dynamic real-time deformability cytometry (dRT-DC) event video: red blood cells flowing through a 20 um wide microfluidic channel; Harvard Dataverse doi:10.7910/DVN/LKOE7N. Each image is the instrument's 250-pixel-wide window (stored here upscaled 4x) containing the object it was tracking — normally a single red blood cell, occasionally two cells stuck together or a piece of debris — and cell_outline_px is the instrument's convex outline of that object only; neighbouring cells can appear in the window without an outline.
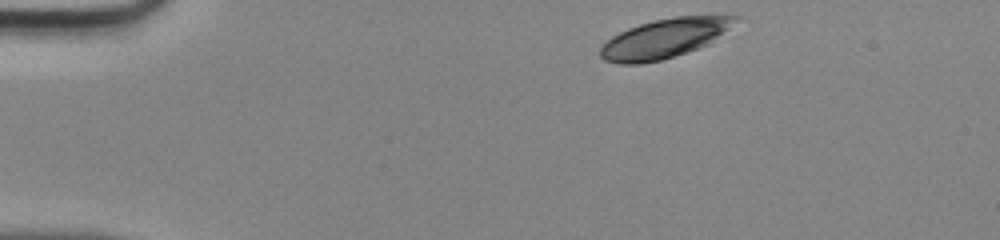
{"species": "human", "species_latin": "Homo sapiens", "temperature_condition": "room temperature", "stored_images_in_passage": 41, "camera_frame_rate_fps": 3000, "um_per_image_px": 0.085, "donor": {"sex": "male"}, "frame": {"image": 1, "passage_image": 1, "time_ms": 0.0, "image_size_px": [1000, 240], "cell_outline_px": [[740, 16], [728, 28], [708, 44], [660, 60], [640, 64], [620, 64], [604, 60], [600, 56], [600, 44], [612, 36], [628, 28], [652, 20], [676, 16], [708, 12], [716, 12]], "centroid_in_image_um": [56.5, 3.2], "position_along_channel_um": 28.5, "area_um2": 31.39}}
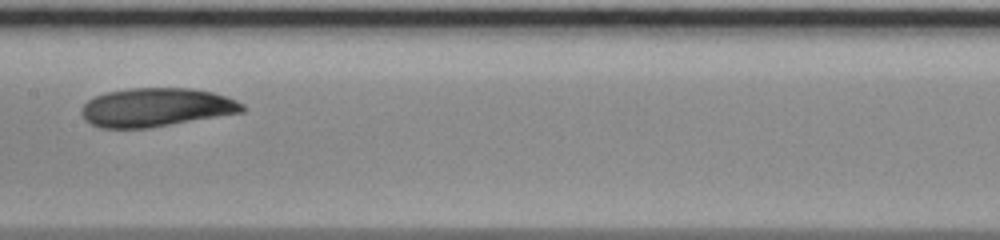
{"frame": {"image": 2, "passage_image": 18, "time_ms": 5.667, "image_size_px": [1000, 240], "cell_outline_px": [[248, 108], [244, 112], [148, 128], [100, 128], [84, 120], [80, 112], [80, 108], [88, 100], [96, 96], [108, 92], [128, 88], [192, 88], [212, 92], [236, 100], [244, 104]], "centroid_in_image_um": [13.27, 9.13], "position_along_channel_um": 194.1, "area_um2": 36.36}}
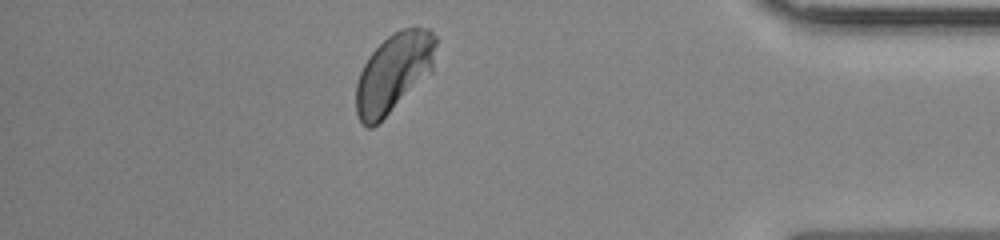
{"frame": {"image": 3, "passage_image": 35, "time_ms": 11.333, "image_size_px": [1000, 240], "cell_outline_px": [[436, 44], [432, 72], [372, 128], [368, 128], [360, 120], [356, 112], [356, 84], [360, 72], [368, 56], [392, 32], [400, 28], [428, 28], [436, 36]], "centroid_in_image_um": [33.46, 6.15], "position_along_channel_um": 401.7, "area_um2": 36.41}}